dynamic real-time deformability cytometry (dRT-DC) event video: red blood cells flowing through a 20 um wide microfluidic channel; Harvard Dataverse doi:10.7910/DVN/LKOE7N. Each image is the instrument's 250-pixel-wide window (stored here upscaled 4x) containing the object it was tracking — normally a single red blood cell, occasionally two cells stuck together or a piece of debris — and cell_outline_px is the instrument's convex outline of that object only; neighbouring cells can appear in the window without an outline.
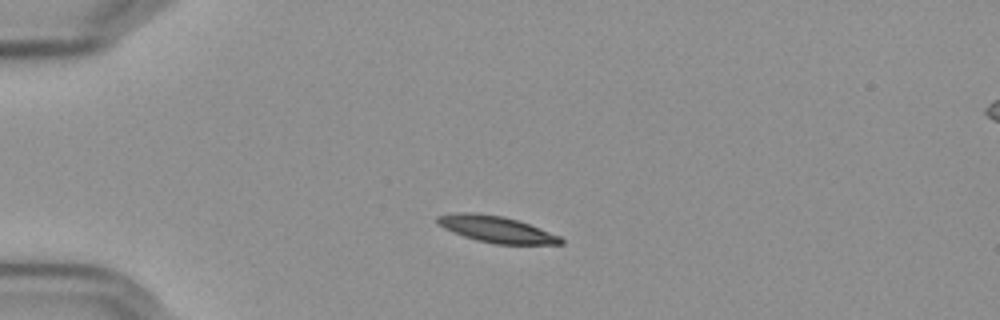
{"species": "Egyptian fruit bat (a non-hibernating species)", "species_latin": "Rousettus aegyptiacus", "temperature_condition": "cold", "stored_images_in_passage": 44, "camera_frame_rate_fps": 3000, "um_per_image_px": 0.085, "frame": {"image": 1, "passage_image": 1, "time_ms": 0.0, "image_size_px": [1000, 320], "cell_outline_px": [[564, 244], [496, 244], [476, 240], [452, 232], [444, 228], [436, 220], [436, 216], [456, 212], [476, 212], [504, 216], [528, 224], [560, 236], [564, 240]], "centroid_in_image_um": [42.17, 19.48], "position_along_channel_um": 42.8, "area_um2": 18.96}}
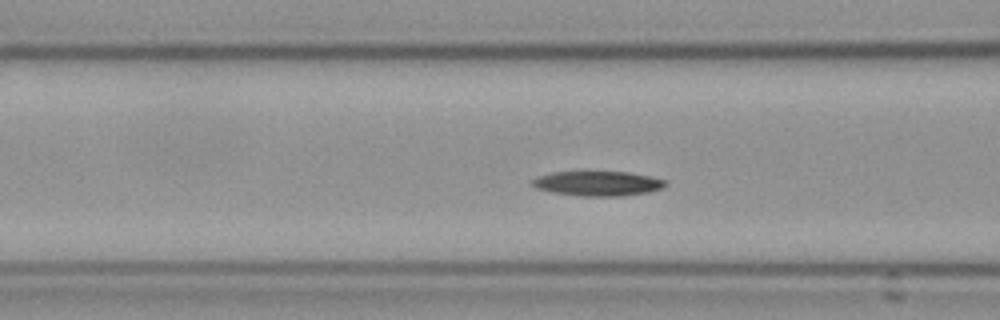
{"frame": {"image": 2, "passage_image": 10, "time_ms": 3.0, "image_size_px": [1000, 320], "cell_outline_px": [[668, 184], [664, 188], [648, 192], [624, 196], [580, 196], [552, 192], [536, 188], [528, 184], [532, 180], [540, 176], [552, 172], [628, 172], [648, 176], [664, 180]], "centroid_in_image_um": [50.8, 15.6], "position_along_channel_um": 115.8, "area_um2": 19.19}}
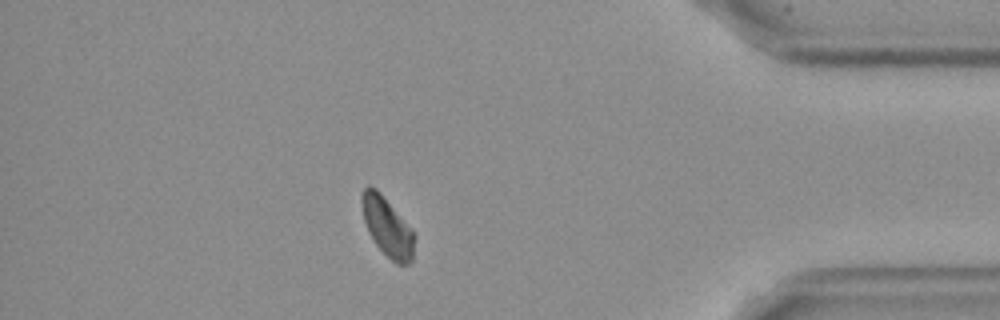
{"frame": {"image": 3, "passage_image": 37, "time_ms": 12.0, "image_size_px": [1000, 320], "cell_outline_px": [[416, 236], [412, 260], [408, 264], [396, 264], [376, 244], [368, 232], [364, 220], [360, 204], [360, 196], [364, 188], [368, 184], [376, 188], [380, 192]], "centroid_in_image_um": [32.89, 19.26], "position_along_channel_um": 402.3, "area_um2": 17.92}}